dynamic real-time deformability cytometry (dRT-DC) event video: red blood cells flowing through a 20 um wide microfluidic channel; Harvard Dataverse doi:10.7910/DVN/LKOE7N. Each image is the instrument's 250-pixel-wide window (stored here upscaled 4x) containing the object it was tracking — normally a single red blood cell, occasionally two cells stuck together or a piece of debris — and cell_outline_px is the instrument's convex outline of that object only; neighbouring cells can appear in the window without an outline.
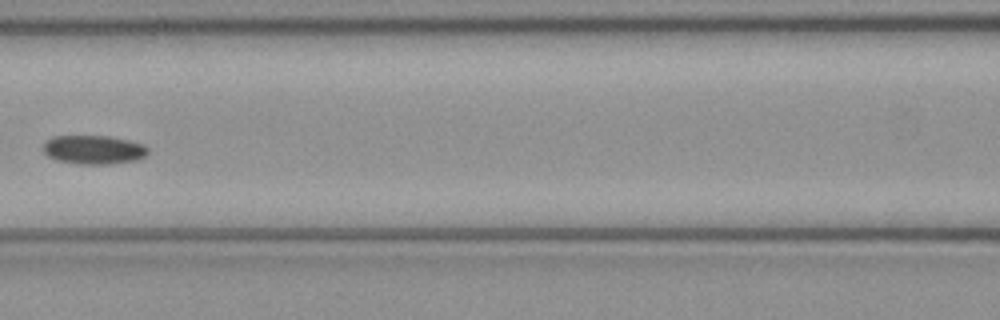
{"species": "common noctule bat (a hibernating species)", "species_latin": "Nyctalus noctula", "temperature_condition": "cold", "stored_images_in_passage": 8, "camera_frame_rate_fps": 3000, "um_per_image_px": 0.085, "animal": {"sex": "female", "body_mass_g": 21.9}, "frame": {"image": 1, "passage_image": 8, "time_ms": 2.333, "image_size_px": [1000, 320], "cell_outline_px": [[148, 152], [144, 156], [136, 160], [112, 164], [80, 164], [56, 160], [48, 156], [44, 152], [44, 144], [52, 136], [108, 136], [128, 140], [144, 144], [148, 148]], "centroid_in_image_um": [7.97, 12.73], "position_along_channel_um": 158.6, "area_um2": 17.57}}